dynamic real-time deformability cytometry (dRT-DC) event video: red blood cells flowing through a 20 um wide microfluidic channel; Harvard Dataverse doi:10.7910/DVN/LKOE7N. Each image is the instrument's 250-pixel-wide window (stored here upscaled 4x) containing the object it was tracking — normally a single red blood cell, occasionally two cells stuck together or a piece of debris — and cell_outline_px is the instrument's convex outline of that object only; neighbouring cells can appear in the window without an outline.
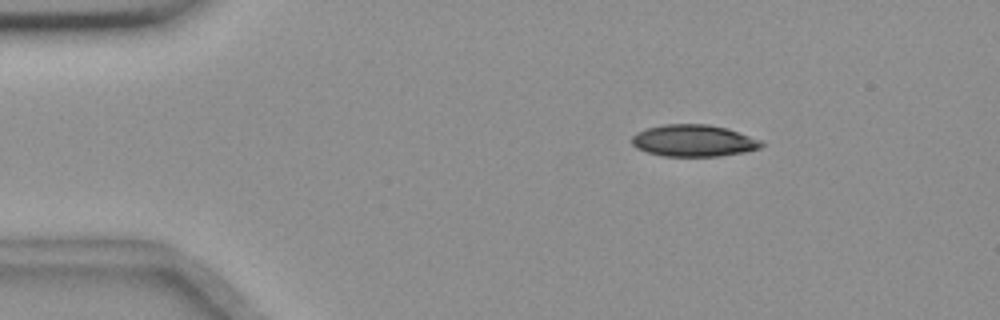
{"species": "common noctule bat (a hibernating species)", "species_latin": "Nyctalus noctula", "temperature_condition": "room temperature", "stored_images_in_passage": 49, "camera_frame_rate_fps": 3000, "um_per_image_px": 0.085, "animal": {"sex": "female", "body_mass_g": 18.4}, "frame": {"image": 1, "passage_image": 3, "time_ms": 0.667, "image_size_px": [1000, 320], "cell_outline_px": [[764, 144], [760, 148], [744, 152], [720, 156], [664, 156], [648, 152], [636, 148], [632, 144], [632, 136], [636, 132], [648, 128], [664, 124], [708, 124], [724, 128], [764, 140]], "centroid_in_image_um": [58.97, 11.96], "position_along_channel_um": 26.0, "area_um2": 23.99}}
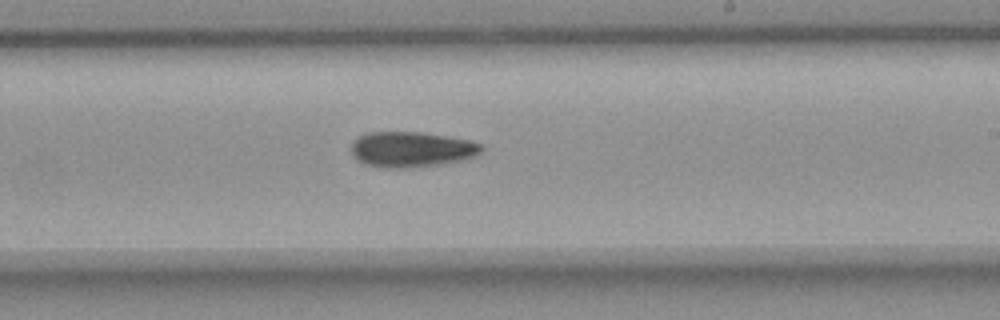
{"frame": {"image": 2, "passage_image": 27, "time_ms": 8.667, "image_size_px": [1000, 320], "cell_outline_px": [[484, 148], [476, 156], [464, 160], [444, 164], [404, 168], [384, 168], [364, 164], [356, 160], [352, 152], [352, 144], [360, 136], [368, 132], [420, 132], [468, 140], [480, 144]], "centroid_in_image_um": [34.98, 12.71], "position_along_channel_um": 254.0, "area_um2": 26.88}}
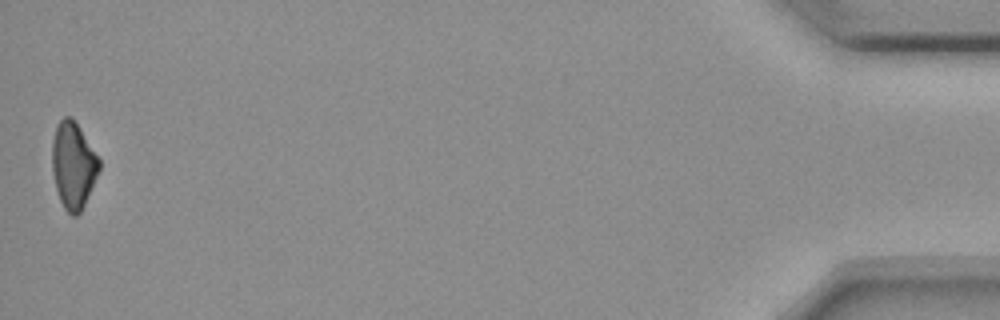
{"frame": {"image": 3, "passage_image": 49, "time_ms": 16.0, "image_size_px": [1000, 320], "cell_outline_px": [[100, 168], [84, 204], [80, 212], [76, 216], [72, 216], [64, 208], [60, 200], [56, 188], [52, 172], [52, 140], [56, 124], [64, 116], [72, 116], [80, 128], [100, 160]], "centroid_in_image_um": [6.2, 14.01], "position_along_channel_um": 429.0, "area_um2": 23.58}, "authors_computed_cell_mechanics": {"area_um2": 25.7788, "velocity_mm_per_s": 3.6709, "shape_relaxation_time_tau1_ms": 5.2475, "shape_relaxation_time_tau2_ms": null, "deformation_change_tau1": 0.1445, "deformation_change_tau2": null}}